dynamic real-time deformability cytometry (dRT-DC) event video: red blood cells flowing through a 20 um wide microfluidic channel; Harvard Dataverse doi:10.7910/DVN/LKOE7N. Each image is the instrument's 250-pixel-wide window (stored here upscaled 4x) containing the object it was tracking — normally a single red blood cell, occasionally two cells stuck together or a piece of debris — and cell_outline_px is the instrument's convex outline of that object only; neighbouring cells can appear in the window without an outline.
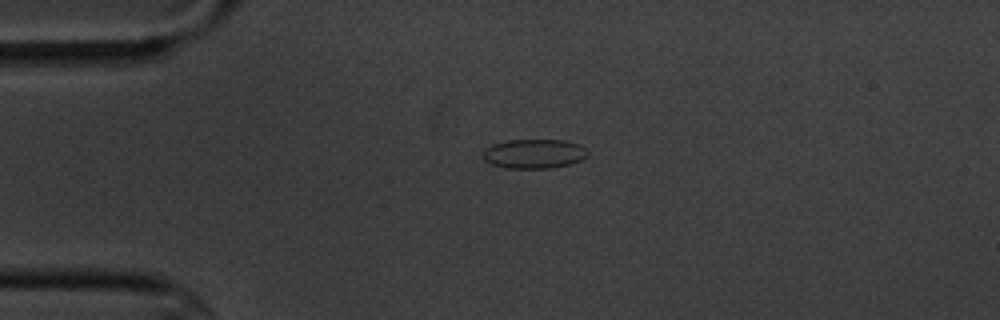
{"species": "common noctule bat (a hibernating species)", "species_latin": "Nyctalus noctula", "temperature_condition": "cold", "stored_images_in_passage": 2, "camera_frame_rate_fps": 3000, "um_per_image_px": 0.085, "animal": {"sex": "male", "body_mass_g": 20.1, "forearm_length_mm": 53.5}, "frame": {"image": 1, "passage_image": 1, "time_ms": 0.0, "image_size_px": [1000, 320], "cell_outline_px": [[588, 156], [580, 160], [568, 164], [548, 168], [508, 168], [492, 164], [484, 160], [484, 152], [492, 144], [508, 140], [564, 140], [580, 144], [588, 152]], "centroid_in_image_um": [45.42, 13.06], "position_along_channel_um": 39.6, "area_um2": 17.69}}